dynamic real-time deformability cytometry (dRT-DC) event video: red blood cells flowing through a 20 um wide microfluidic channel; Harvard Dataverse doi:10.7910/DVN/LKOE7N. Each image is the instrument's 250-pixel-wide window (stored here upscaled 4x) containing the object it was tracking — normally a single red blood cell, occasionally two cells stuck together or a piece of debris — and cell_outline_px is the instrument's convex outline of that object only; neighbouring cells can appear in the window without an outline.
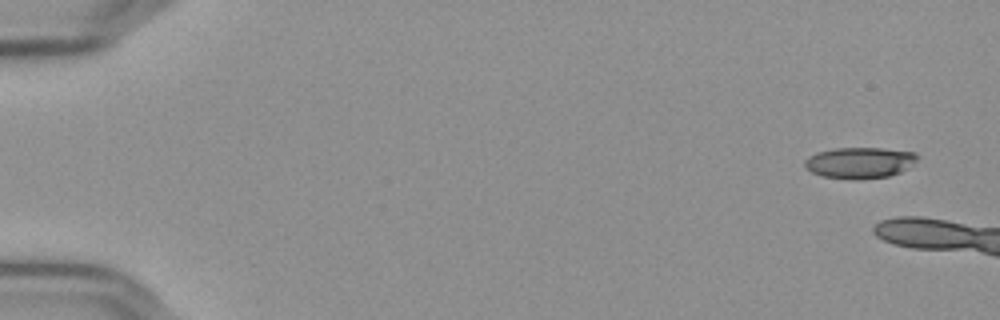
{"species": "Egyptian fruit bat (a non-hibernating species)", "species_latin": "Rousettus aegyptiacus", "temperature_condition": "cold", "stored_images_in_passage": 5, "camera_frame_rate_fps": 3000, "um_per_image_px": 0.085, "frame": {"image": 1, "passage_image": 1, "time_ms": 0.0, "image_size_px": [1000, 320], "cell_outline_px": [[920, 156], [916, 160], [900, 172], [888, 176], [856, 180], [824, 176], [812, 172], [804, 164], [804, 160], [808, 156], [816, 152], [836, 148], [884, 148], [916, 152]], "centroid_in_image_um": [73.07, 13.82], "position_along_channel_um": 11.9, "area_um2": 20.35}}